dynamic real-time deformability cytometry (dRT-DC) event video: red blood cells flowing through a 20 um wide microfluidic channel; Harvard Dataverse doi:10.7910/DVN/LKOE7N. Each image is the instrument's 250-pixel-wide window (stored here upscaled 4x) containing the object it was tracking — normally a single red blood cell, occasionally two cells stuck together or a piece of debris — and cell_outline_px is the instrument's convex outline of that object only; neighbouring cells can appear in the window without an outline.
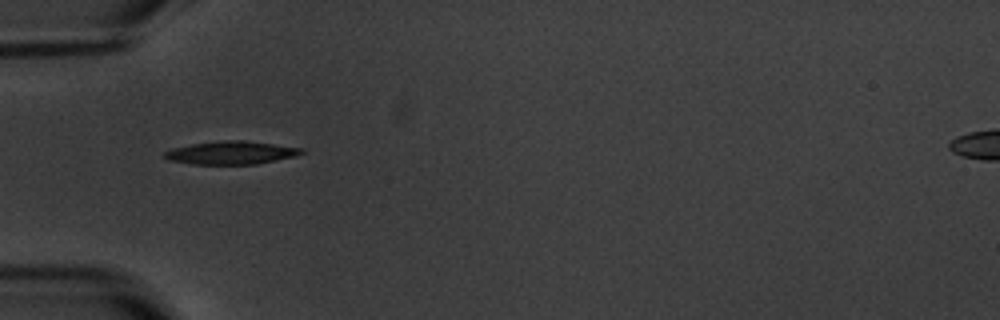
{"species": "common noctule bat (a hibernating species)", "species_latin": "Nyctalus noctula", "temperature_condition": "warm", "stored_images_in_passage": 1, "camera_frame_rate_fps": 3000, "um_per_image_px": 0.085, "animal": {"sex": "male", "body_mass_g": 20.1, "forearm_length_mm": 53.5}, "frame": {"image": 1, "passage_image": 1, "time_ms": 0.0, "image_size_px": [1000, 320], "cell_outline_px": [[304, 152], [296, 156], [256, 164], [192, 164], [168, 160], [164, 156], [164, 152], [172, 148], [192, 144], [224, 140], [244, 140], [304, 148]], "centroid_in_image_um": [19.66, 12.98], "position_along_channel_um": 65.3, "area_um2": 18.38}}